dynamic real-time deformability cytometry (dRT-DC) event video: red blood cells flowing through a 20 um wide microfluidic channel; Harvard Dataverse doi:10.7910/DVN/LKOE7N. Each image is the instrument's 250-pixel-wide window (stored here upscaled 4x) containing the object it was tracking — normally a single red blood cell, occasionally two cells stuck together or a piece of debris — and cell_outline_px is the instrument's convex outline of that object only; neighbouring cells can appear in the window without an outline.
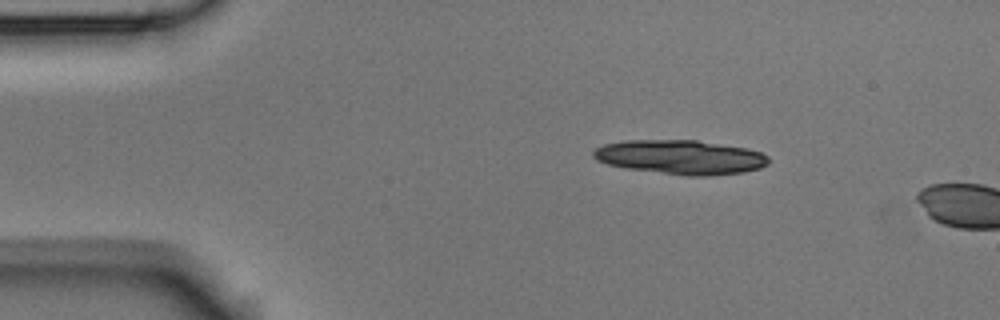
{"species": "Egyptian fruit bat (a non-hibernating species)", "species_latin": "Rousettus aegyptiacus", "temperature_condition": "room temperature", "stored_images_in_passage": 2, "camera_frame_rate_fps": 3000, "um_per_image_px": 0.085, "animal": {"sex": "male"}, "frame": {"image": 1, "passage_image": 1, "time_ms": 0.0, "image_size_px": [1000, 320], "cell_outline_px": [[768, 164], [760, 168], [744, 172], [708, 176], [688, 176], [628, 168], [608, 164], [596, 160], [592, 156], [592, 152], [596, 148], [604, 144], [624, 140], [696, 140], [748, 148], [760, 152], [768, 156]], "centroid_in_image_um": [57.86, 13.35], "position_along_channel_um": 27.1, "area_um2": 34.97}}